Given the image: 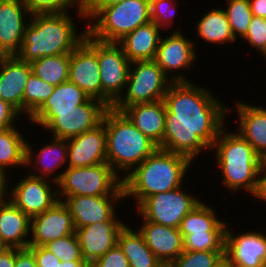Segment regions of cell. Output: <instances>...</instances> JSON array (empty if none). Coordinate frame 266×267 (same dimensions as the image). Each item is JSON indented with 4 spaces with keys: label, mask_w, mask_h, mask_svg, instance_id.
I'll use <instances>...</instances> for the list:
<instances>
[{
    "label": "cell",
    "mask_w": 266,
    "mask_h": 267,
    "mask_svg": "<svg viewBox=\"0 0 266 267\" xmlns=\"http://www.w3.org/2000/svg\"><path fill=\"white\" fill-rule=\"evenodd\" d=\"M108 109L103 102L90 98L74 110L56 111V118L44 132H51L50 136L54 138L69 139L100 125Z\"/></svg>",
    "instance_id": "cell-14"
},
{
    "label": "cell",
    "mask_w": 266,
    "mask_h": 267,
    "mask_svg": "<svg viewBox=\"0 0 266 267\" xmlns=\"http://www.w3.org/2000/svg\"><path fill=\"white\" fill-rule=\"evenodd\" d=\"M123 221H105L81 227L75 230L82 258L90 265L103 256L108 250L117 244L120 230L126 223Z\"/></svg>",
    "instance_id": "cell-20"
},
{
    "label": "cell",
    "mask_w": 266,
    "mask_h": 267,
    "mask_svg": "<svg viewBox=\"0 0 266 267\" xmlns=\"http://www.w3.org/2000/svg\"><path fill=\"white\" fill-rule=\"evenodd\" d=\"M228 129L220 131L210 148L221 171V184L232 194L242 190L252 196L258 182V155L238 132Z\"/></svg>",
    "instance_id": "cell-4"
},
{
    "label": "cell",
    "mask_w": 266,
    "mask_h": 267,
    "mask_svg": "<svg viewBox=\"0 0 266 267\" xmlns=\"http://www.w3.org/2000/svg\"><path fill=\"white\" fill-rule=\"evenodd\" d=\"M16 127L17 125L0 131V171L6 174L11 168L26 167L27 133L23 135Z\"/></svg>",
    "instance_id": "cell-32"
},
{
    "label": "cell",
    "mask_w": 266,
    "mask_h": 267,
    "mask_svg": "<svg viewBox=\"0 0 266 267\" xmlns=\"http://www.w3.org/2000/svg\"><path fill=\"white\" fill-rule=\"evenodd\" d=\"M199 41L209 44H215L222 47L227 44H232L237 41L234 38L230 24L227 19V15L223 9V6L212 8L208 12L198 17L195 24ZM200 37V38H199Z\"/></svg>",
    "instance_id": "cell-30"
},
{
    "label": "cell",
    "mask_w": 266,
    "mask_h": 267,
    "mask_svg": "<svg viewBox=\"0 0 266 267\" xmlns=\"http://www.w3.org/2000/svg\"><path fill=\"white\" fill-rule=\"evenodd\" d=\"M14 267H38L33 252L29 248H16Z\"/></svg>",
    "instance_id": "cell-46"
},
{
    "label": "cell",
    "mask_w": 266,
    "mask_h": 267,
    "mask_svg": "<svg viewBox=\"0 0 266 267\" xmlns=\"http://www.w3.org/2000/svg\"><path fill=\"white\" fill-rule=\"evenodd\" d=\"M33 73L31 63L12 55L0 65V98L24 114V92L29 76Z\"/></svg>",
    "instance_id": "cell-24"
},
{
    "label": "cell",
    "mask_w": 266,
    "mask_h": 267,
    "mask_svg": "<svg viewBox=\"0 0 266 267\" xmlns=\"http://www.w3.org/2000/svg\"><path fill=\"white\" fill-rule=\"evenodd\" d=\"M19 117H22L21 114L8 102L0 98V131L18 125Z\"/></svg>",
    "instance_id": "cell-44"
},
{
    "label": "cell",
    "mask_w": 266,
    "mask_h": 267,
    "mask_svg": "<svg viewBox=\"0 0 266 267\" xmlns=\"http://www.w3.org/2000/svg\"><path fill=\"white\" fill-rule=\"evenodd\" d=\"M90 267H130V265L123 251L116 244L103 256L95 260Z\"/></svg>",
    "instance_id": "cell-42"
},
{
    "label": "cell",
    "mask_w": 266,
    "mask_h": 267,
    "mask_svg": "<svg viewBox=\"0 0 266 267\" xmlns=\"http://www.w3.org/2000/svg\"><path fill=\"white\" fill-rule=\"evenodd\" d=\"M75 232L71 212L63 201L31 218V235L28 246H44L48 242Z\"/></svg>",
    "instance_id": "cell-18"
},
{
    "label": "cell",
    "mask_w": 266,
    "mask_h": 267,
    "mask_svg": "<svg viewBox=\"0 0 266 267\" xmlns=\"http://www.w3.org/2000/svg\"><path fill=\"white\" fill-rule=\"evenodd\" d=\"M69 81L75 83L90 98L101 101L98 40L88 33L70 53Z\"/></svg>",
    "instance_id": "cell-13"
},
{
    "label": "cell",
    "mask_w": 266,
    "mask_h": 267,
    "mask_svg": "<svg viewBox=\"0 0 266 267\" xmlns=\"http://www.w3.org/2000/svg\"><path fill=\"white\" fill-rule=\"evenodd\" d=\"M183 187L151 195L134 210L147 221L179 228L182 219L202 201Z\"/></svg>",
    "instance_id": "cell-9"
},
{
    "label": "cell",
    "mask_w": 266,
    "mask_h": 267,
    "mask_svg": "<svg viewBox=\"0 0 266 267\" xmlns=\"http://www.w3.org/2000/svg\"><path fill=\"white\" fill-rule=\"evenodd\" d=\"M258 175H266V151L258 154Z\"/></svg>",
    "instance_id": "cell-51"
},
{
    "label": "cell",
    "mask_w": 266,
    "mask_h": 267,
    "mask_svg": "<svg viewBox=\"0 0 266 267\" xmlns=\"http://www.w3.org/2000/svg\"><path fill=\"white\" fill-rule=\"evenodd\" d=\"M101 102L112 108L124 94L131 62L116 42L98 40Z\"/></svg>",
    "instance_id": "cell-11"
},
{
    "label": "cell",
    "mask_w": 266,
    "mask_h": 267,
    "mask_svg": "<svg viewBox=\"0 0 266 267\" xmlns=\"http://www.w3.org/2000/svg\"><path fill=\"white\" fill-rule=\"evenodd\" d=\"M68 167H86L107 163L106 129L102 122L92 130L66 139Z\"/></svg>",
    "instance_id": "cell-19"
},
{
    "label": "cell",
    "mask_w": 266,
    "mask_h": 267,
    "mask_svg": "<svg viewBox=\"0 0 266 267\" xmlns=\"http://www.w3.org/2000/svg\"><path fill=\"white\" fill-rule=\"evenodd\" d=\"M102 122L106 129L107 163L122 180L158 148L113 107L106 111Z\"/></svg>",
    "instance_id": "cell-5"
},
{
    "label": "cell",
    "mask_w": 266,
    "mask_h": 267,
    "mask_svg": "<svg viewBox=\"0 0 266 267\" xmlns=\"http://www.w3.org/2000/svg\"><path fill=\"white\" fill-rule=\"evenodd\" d=\"M11 56L12 55L7 51L0 41V65L8 60Z\"/></svg>",
    "instance_id": "cell-53"
},
{
    "label": "cell",
    "mask_w": 266,
    "mask_h": 267,
    "mask_svg": "<svg viewBox=\"0 0 266 267\" xmlns=\"http://www.w3.org/2000/svg\"><path fill=\"white\" fill-rule=\"evenodd\" d=\"M70 53L43 57L31 63L33 74L58 86L69 80Z\"/></svg>",
    "instance_id": "cell-33"
},
{
    "label": "cell",
    "mask_w": 266,
    "mask_h": 267,
    "mask_svg": "<svg viewBox=\"0 0 266 267\" xmlns=\"http://www.w3.org/2000/svg\"><path fill=\"white\" fill-rule=\"evenodd\" d=\"M224 1H226L224 4L227 3V7L224 6L223 9L227 15L234 38L238 41L240 38L242 39L246 35L253 17L249 0Z\"/></svg>",
    "instance_id": "cell-35"
},
{
    "label": "cell",
    "mask_w": 266,
    "mask_h": 267,
    "mask_svg": "<svg viewBox=\"0 0 266 267\" xmlns=\"http://www.w3.org/2000/svg\"><path fill=\"white\" fill-rule=\"evenodd\" d=\"M33 252L38 267H62V262L44 246H28Z\"/></svg>",
    "instance_id": "cell-43"
},
{
    "label": "cell",
    "mask_w": 266,
    "mask_h": 267,
    "mask_svg": "<svg viewBox=\"0 0 266 267\" xmlns=\"http://www.w3.org/2000/svg\"><path fill=\"white\" fill-rule=\"evenodd\" d=\"M89 99L82 89L68 80L55 86L51 96L28 122L32 126L38 125L45 129L56 118V111L74 110Z\"/></svg>",
    "instance_id": "cell-25"
},
{
    "label": "cell",
    "mask_w": 266,
    "mask_h": 267,
    "mask_svg": "<svg viewBox=\"0 0 266 267\" xmlns=\"http://www.w3.org/2000/svg\"><path fill=\"white\" fill-rule=\"evenodd\" d=\"M179 25L170 31L169 35L161 36L154 61L172 82H190L188 73L185 75L186 71H182H191L192 66L197 64L199 54L195 49L197 46L195 40L188 35L186 37L183 33L186 31H182Z\"/></svg>",
    "instance_id": "cell-10"
},
{
    "label": "cell",
    "mask_w": 266,
    "mask_h": 267,
    "mask_svg": "<svg viewBox=\"0 0 266 267\" xmlns=\"http://www.w3.org/2000/svg\"><path fill=\"white\" fill-rule=\"evenodd\" d=\"M242 42H248V45L255 48L254 51L259 53L266 42V19L258 16H253L246 35L241 39Z\"/></svg>",
    "instance_id": "cell-41"
},
{
    "label": "cell",
    "mask_w": 266,
    "mask_h": 267,
    "mask_svg": "<svg viewBox=\"0 0 266 267\" xmlns=\"http://www.w3.org/2000/svg\"><path fill=\"white\" fill-rule=\"evenodd\" d=\"M192 165L184 155L157 148L122 180L125 202L132 198L137 208L151 195L183 186Z\"/></svg>",
    "instance_id": "cell-3"
},
{
    "label": "cell",
    "mask_w": 266,
    "mask_h": 267,
    "mask_svg": "<svg viewBox=\"0 0 266 267\" xmlns=\"http://www.w3.org/2000/svg\"><path fill=\"white\" fill-rule=\"evenodd\" d=\"M177 2V0H150L151 21L162 31L164 29V32L175 24L176 7L179 5Z\"/></svg>",
    "instance_id": "cell-40"
},
{
    "label": "cell",
    "mask_w": 266,
    "mask_h": 267,
    "mask_svg": "<svg viewBox=\"0 0 266 267\" xmlns=\"http://www.w3.org/2000/svg\"><path fill=\"white\" fill-rule=\"evenodd\" d=\"M30 18L23 0H0V41L11 55L19 53Z\"/></svg>",
    "instance_id": "cell-22"
},
{
    "label": "cell",
    "mask_w": 266,
    "mask_h": 267,
    "mask_svg": "<svg viewBox=\"0 0 266 267\" xmlns=\"http://www.w3.org/2000/svg\"><path fill=\"white\" fill-rule=\"evenodd\" d=\"M44 247L59 258L61 262L85 261L82 258L81 247L75 232L66 237L50 241Z\"/></svg>",
    "instance_id": "cell-39"
},
{
    "label": "cell",
    "mask_w": 266,
    "mask_h": 267,
    "mask_svg": "<svg viewBox=\"0 0 266 267\" xmlns=\"http://www.w3.org/2000/svg\"><path fill=\"white\" fill-rule=\"evenodd\" d=\"M214 95L215 91L192 80L173 82L163 99L166 123L159 148L184 155L193 163L202 152H210L226 126V117L234 111Z\"/></svg>",
    "instance_id": "cell-1"
},
{
    "label": "cell",
    "mask_w": 266,
    "mask_h": 267,
    "mask_svg": "<svg viewBox=\"0 0 266 267\" xmlns=\"http://www.w3.org/2000/svg\"><path fill=\"white\" fill-rule=\"evenodd\" d=\"M260 53H261V56H263L266 60V42H265L263 49L258 54Z\"/></svg>",
    "instance_id": "cell-55"
},
{
    "label": "cell",
    "mask_w": 266,
    "mask_h": 267,
    "mask_svg": "<svg viewBox=\"0 0 266 267\" xmlns=\"http://www.w3.org/2000/svg\"><path fill=\"white\" fill-rule=\"evenodd\" d=\"M16 248H8L0 254V267H14Z\"/></svg>",
    "instance_id": "cell-50"
},
{
    "label": "cell",
    "mask_w": 266,
    "mask_h": 267,
    "mask_svg": "<svg viewBox=\"0 0 266 267\" xmlns=\"http://www.w3.org/2000/svg\"><path fill=\"white\" fill-rule=\"evenodd\" d=\"M253 16L266 19V0H249Z\"/></svg>",
    "instance_id": "cell-49"
},
{
    "label": "cell",
    "mask_w": 266,
    "mask_h": 267,
    "mask_svg": "<svg viewBox=\"0 0 266 267\" xmlns=\"http://www.w3.org/2000/svg\"><path fill=\"white\" fill-rule=\"evenodd\" d=\"M236 104V116L239 122L238 132L253 147L256 154L266 151V108L265 106L252 105L250 102L239 100Z\"/></svg>",
    "instance_id": "cell-26"
},
{
    "label": "cell",
    "mask_w": 266,
    "mask_h": 267,
    "mask_svg": "<svg viewBox=\"0 0 266 267\" xmlns=\"http://www.w3.org/2000/svg\"><path fill=\"white\" fill-rule=\"evenodd\" d=\"M124 201V195L71 196L63 200L71 212L75 230L96 222L122 221L117 205Z\"/></svg>",
    "instance_id": "cell-15"
},
{
    "label": "cell",
    "mask_w": 266,
    "mask_h": 267,
    "mask_svg": "<svg viewBox=\"0 0 266 267\" xmlns=\"http://www.w3.org/2000/svg\"><path fill=\"white\" fill-rule=\"evenodd\" d=\"M201 201L181 221L179 231L182 237L188 234H199L205 232H225L228 221L221 220L214 207ZM219 217V218H218Z\"/></svg>",
    "instance_id": "cell-31"
},
{
    "label": "cell",
    "mask_w": 266,
    "mask_h": 267,
    "mask_svg": "<svg viewBox=\"0 0 266 267\" xmlns=\"http://www.w3.org/2000/svg\"><path fill=\"white\" fill-rule=\"evenodd\" d=\"M224 267H246V266H241V265H224ZM262 267V266H258Z\"/></svg>",
    "instance_id": "cell-56"
},
{
    "label": "cell",
    "mask_w": 266,
    "mask_h": 267,
    "mask_svg": "<svg viewBox=\"0 0 266 267\" xmlns=\"http://www.w3.org/2000/svg\"><path fill=\"white\" fill-rule=\"evenodd\" d=\"M232 230L229 222L225 231L224 265L262 266L266 259V233L249 230L235 234Z\"/></svg>",
    "instance_id": "cell-16"
},
{
    "label": "cell",
    "mask_w": 266,
    "mask_h": 267,
    "mask_svg": "<svg viewBox=\"0 0 266 267\" xmlns=\"http://www.w3.org/2000/svg\"><path fill=\"white\" fill-rule=\"evenodd\" d=\"M50 140L49 143L46 142L42 147L39 146L38 151L34 150V147L37 146L33 145L32 147L30 141L27 140L25 168L31 170L30 172L28 171L30 175L58 183L63 172L68 167L67 143L66 139H58L51 136ZM63 166H66L65 169Z\"/></svg>",
    "instance_id": "cell-17"
},
{
    "label": "cell",
    "mask_w": 266,
    "mask_h": 267,
    "mask_svg": "<svg viewBox=\"0 0 266 267\" xmlns=\"http://www.w3.org/2000/svg\"><path fill=\"white\" fill-rule=\"evenodd\" d=\"M225 232H205L188 234L183 237V247L187 251H224Z\"/></svg>",
    "instance_id": "cell-38"
},
{
    "label": "cell",
    "mask_w": 266,
    "mask_h": 267,
    "mask_svg": "<svg viewBox=\"0 0 266 267\" xmlns=\"http://www.w3.org/2000/svg\"><path fill=\"white\" fill-rule=\"evenodd\" d=\"M151 21L150 0H125L103 7L88 23V34L103 42H118Z\"/></svg>",
    "instance_id": "cell-6"
},
{
    "label": "cell",
    "mask_w": 266,
    "mask_h": 267,
    "mask_svg": "<svg viewBox=\"0 0 266 267\" xmlns=\"http://www.w3.org/2000/svg\"><path fill=\"white\" fill-rule=\"evenodd\" d=\"M142 219L138 230L144 236L147 246L154 255L168 267L183 251V237L179 228L167 227Z\"/></svg>",
    "instance_id": "cell-21"
},
{
    "label": "cell",
    "mask_w": 266,
    "mask_h": 267,
    "mask_svg": "<svg viewBox=\"0 0 266 267\" xmlns=\"http://www.w3.org/2000/svg\"><path fill=\"white\" fill-rule=\"evenodd\" d=\"M252 197L266 204V175H258L257 188Z\"/></svg>",
    "instance_id": "cell-48"
},
{
    "label": "cell",
    "mask_w": 266,
    "mask_h": 267,
    "mask_svg": "<svg viewBox=\"0 0 266 267\" xmlns=\"http://www.w3.org/2000/svg\"><path fill=\"white\" fill-rule=\"evenodd\" d=\"M154 22L137 27L117 43L130 62L154 60L161 34L164 31Z\"/></svg>",
    "instance_id": "cell-28"
},
{
    "label": "cell",
    "mask_w": 266,
    "mask_h": 267,
    "mask_svg": "<svg viewBox=\"0 0 266 267\" xmlns=\"http://www.w3.org/2000/svg\"><path fill=\"white\" fill-rule=\"evenodd\" d=\"M62 267H90V264L86 261H65Z\"/></svg>",
    "instance_id": "cell-52"
},
{
    "label": "cell",
    "mask_w": 266,
    "mask_h": 267,
    "mask_svg": "<svg viewBox=\"0 0 266 267\" xmlns=\"http://www.w3.org/2000/svg\"><path fill=\"white\" fill-rule=\"evenodd\" d=\"M262 267H266V259L263 261Z\"/></svg>",
    "instance_id": "cell-57"
},
{
    "label": "cell",
    "mask_w": 266,
    "mask_h": 267,
    "mask_svg": "<svg viewBox=\"0 0 266 267\" xmlns=\"http://www.w3.org/2000/svg\"><path fill=\"white\" fill-rule=\"evenodd\" d=\"M57 189L60 201L71 196L124 195L122 179L108 163L67 167Z\"/></svg>",
    "instance_id": "cell-7"
},
{
    "label": "cell",
    "mask_w": 266,
    "mask_h": 267,
    "mask_svg": "<svg viewBox=\"0 0 266 267\" xmlns=\"http://www.w3.org/2000/svg\"><path fill=\"white\" fill-rule=\"evenodd\" d=\"M11 176L5 172L0 171V205L9 199V181Z\"/></svg>",
    "instance_id": "cell-47"
},
{
    "label": "cell",
    "mask_w": 266,
    "mask_h": 267,
    "mask_svg": "<svg viewBox=\"0 0 266 267\" xmlns=\"http://www.w3.org/2000/svg\"><path fill=\"white\" fill-rule=\"evenodd\" d=\"M132 66V67H131ZM126 91L113 107H130L161 99L173 83L154 60L131 62Z\"/></svg>",
    "instance_id": "cell-8"
},
{
    "label": "cell",
    "mask_w": 266,
    "mask_h": 267,
    "mask_svg": "<svg viewBox=\"0 0 266 267\" xmlns=\"http://www.w3.org/2000/svg\"><path fill=\"white\" fill-rule=\"evenodd\" d=\"M67 10L58 14L31 15L25 28L21 49L17 56L28 63L43 57L71 53L88 33L77 31L75 15ZM70 12V13H69Z\"/></svg>",
    "instance_id": "cell-2"
},
{
    "label": "cell",
    "mask_w": 266,
    "mask_h": 267,
    "mask_svg": "<svg viewBox=\"0 0 266 267\" xmlns=\"http://www.w3.org/2000/svg\"><path fill=\"white\" fill-rule=\"evenodd\" d=\"M31 15L58 14L75 9L76 18L86 20L83 10V0H23ZM82 20H81V19Z\"/></svg>",
    "instance_id": "cell-36"
},
{
    "label": "cell",
    "mask_w": 266,
    "mask_h": 267,
    "mask_svg": "<svg viewBox=\"0 0 266 267\" xmlns=\"http://www.w3.org/2000/svg\"><path fill=\"white\" fill-rule=\"evenodd\" d=\"M8 249L7 245L3 242L2 238L0 237V254L5 252Z\"/></svg>",
    "instance_id": "cell-54"
},
{
    "label": "cell",
    "mask_w": 266,
    "mask_h": 267,
    "mask_svg": "<svg viewBox=\"0 0 266 267\" xmlns=\"http://www.w3.org/2000/svg\"><path fill=\"white\" fill-rule=\"evenodd\" d=\"M18 180L13 185L9 182V199L30 218L43 213L59 201L57 183L28 172Z\"/></svg>",
    "instance_id": "cell-12"
},
{
    "label": "cell",
    "mask_w": 266,
    "mask_h": 267,
    "mask_svg": "<svg viewBox=\"0 0 266 267\" xmlns=\"http://www.w3.org/2000/svg\"><path fill=\"white\" fill-rule=\"evenodd\" d=\"M138 226L134 229L126 223L117 237V244L128 259L130 267H165L147 246Z\"/></svg>",
    "instance_id": "cell-29"
},
{
    "label": "cell",
    "mask_w": 266,
    "mask_h": 267,
    "mask_svg": "<svg viewBox=\"0 0 266 267\" xmlns=\"http://www.w3.org/2000/svg\"><path fill=\"white\" fill-rule=\"evenodd\" d=\"M113 108L122 112L128 120L143 135L153 141L158 148L162 145L167 110L163 99L150 103H139L130 107Z\"/></svg>",
    "instance_id": "cell-23"
},
{
    "label": "cell",
    "mask_w": 266,
    "mask_h": 267,
    "mask_svg": "<svg viewBox=\"0 0 266 267\" xmlns=\"http://www.w3.org/2000/svg\"><path fill=\"white\" fill-rule=\"evenodd\" d=\"M31 218L10 199L0 205V237L8 248H28Z\"/></svg>",
    "instance_id": "cell-27"
},
{
    "label": "cell",
    "mask_w": 266,
    "mask_h": 267,
    "mask_svg": "<svg viewBox=\"0 0 266 267\" xmlns=\"http://www.w3.org/2000/svg\"><path fill=\"white\" fill-rule=\"evenodd\" d=\"M224 251L184 250L168 267H224Z\"/></svg>",
    "instance_id": "cell-37"
},
{
    "label": "cell",
    "mask_w": 266,
    "mask_h": 267,
    "mask_svg": "<svg viewBox=\"0 0 266 267\" xmlns=\"http://www.w3.org/2000/svg\"><path fill=\"white\" fill-rule=\"evenodd\" d=\"M125 0H83V10L87 24L103 8Z\"/></svg>",
    "instance_id": "cell-45"
},
{
    "label": "cell",
    "mask_w": 266,
    "mask_h": 267,
    "mask_svg": "<svg viewBox=\"0 0 266 267\" xmlns=\"http://www.w3.org/2000/svg\"><path fill=\"white\" fill-rule=\"evenodd\" d=\"M55 86L48 84L33 73L29 76L24 92V117L29 120L47 101Z\"/></svg>",
    "instance_id": "cell-34"
}]
</instances>
